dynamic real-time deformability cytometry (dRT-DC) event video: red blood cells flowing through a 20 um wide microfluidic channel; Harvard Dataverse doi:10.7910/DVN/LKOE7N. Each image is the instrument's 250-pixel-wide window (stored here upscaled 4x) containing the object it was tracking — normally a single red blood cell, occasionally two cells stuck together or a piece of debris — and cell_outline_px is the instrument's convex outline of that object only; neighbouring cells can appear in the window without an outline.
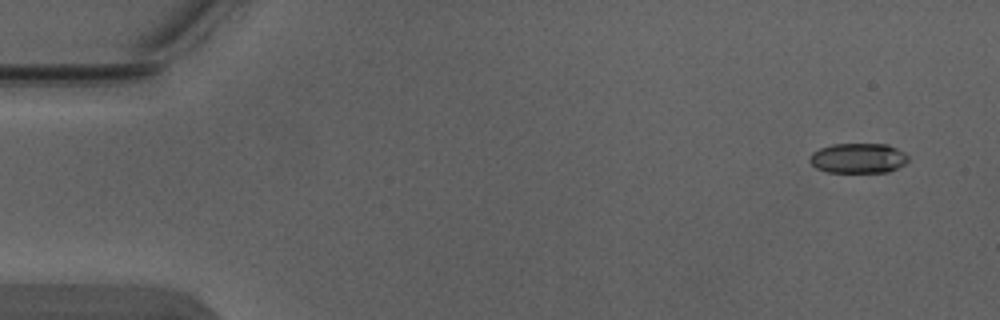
{"species": "Egyptian fruit bat (a non-hibernating species)", "species_latin": "Rousettus aegyptiacus", "temperature_condition": "warm", "stored_images_in_passage": 5, "camera_frame_rate_fps": 3000, "um_per_image_px": 0.085, "animal": {"sex": "male"}, "frame": {"image": 1, "passage_image": 1, "time_ms": 0.0, "image_size_px": [1000, 320], "cell_outline_px": [[908, 160], [904, 164], [888, 172], [828, 172], [816, 168], [808, 160], [808, 156], [812, 152], [820, 148], [832, 144], [888, 144], [904, 152], [908, 156]], "centroid_in_image_um": [72.92, 13.44], "position_along_channel_um": 12.1, "area_um2": 17.28}}
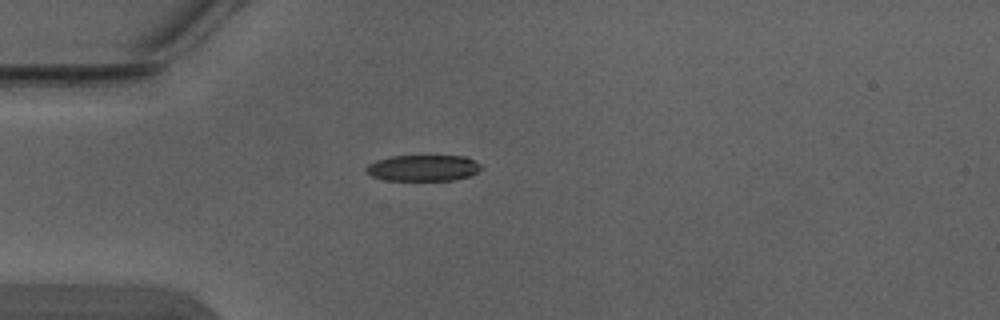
{"frame": {"image": 2, "passage_image": 4, "time_ms": 1.0, "image_size_px": [1000, 320], "cell_outline_px": [[480, 168], [472, 176], [452, 180], [384, 180], [372, 176], [364, 172], [364, 168], [368, 164], [376, 160], [392, 156], [464, 156], [480, 164]], "centroid_in_image_um": [35.91, 14.28], "position_along_channel_um": 49.1, "area_um2": 17.51}}